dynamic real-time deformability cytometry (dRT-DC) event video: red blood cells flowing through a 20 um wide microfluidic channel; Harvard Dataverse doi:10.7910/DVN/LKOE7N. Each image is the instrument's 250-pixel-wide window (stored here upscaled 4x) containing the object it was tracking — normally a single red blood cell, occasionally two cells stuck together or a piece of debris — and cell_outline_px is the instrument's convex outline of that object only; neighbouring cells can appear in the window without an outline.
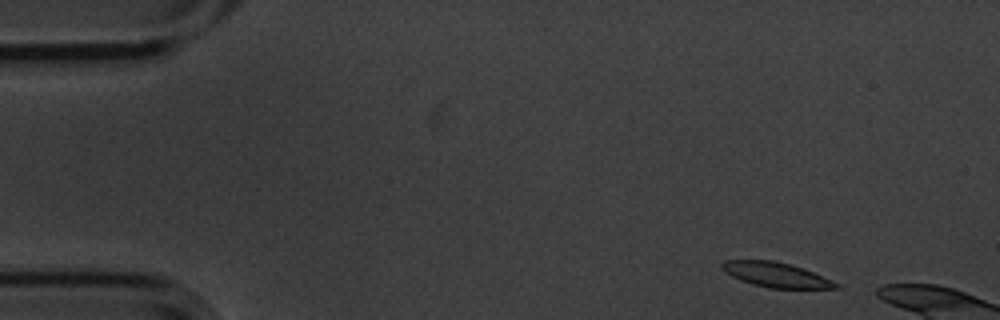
{"species": "common noctule bat (a hibernating species)", "species_latin": "Nyctalus noctula", "temperature_condition": "cold", "stored_images_in_passage": 3, "camera_frame_rate_fps": 3000, "um_per_image_px": 0.085, "animal": {"sex": "male", "body_mass_g": 20.1, "forearm_length_mm": 53.5}, "frame": {"image": 1, "passage_image": 1, "time_ms": 0.0, "image_size_px": [1000, 320], "cell_outline_px": [[844, 288], [772, 288], [752, 284], [740, 280], [732, 276], [720, 268], [720, 264], [724, 260], [772, 260], [804, 268], [832, 280], [840, 284]], "centroid_in_image_um": [65.97, 23.35], "position_along_channel_um": 19.0, "area_um2": 16.47}}